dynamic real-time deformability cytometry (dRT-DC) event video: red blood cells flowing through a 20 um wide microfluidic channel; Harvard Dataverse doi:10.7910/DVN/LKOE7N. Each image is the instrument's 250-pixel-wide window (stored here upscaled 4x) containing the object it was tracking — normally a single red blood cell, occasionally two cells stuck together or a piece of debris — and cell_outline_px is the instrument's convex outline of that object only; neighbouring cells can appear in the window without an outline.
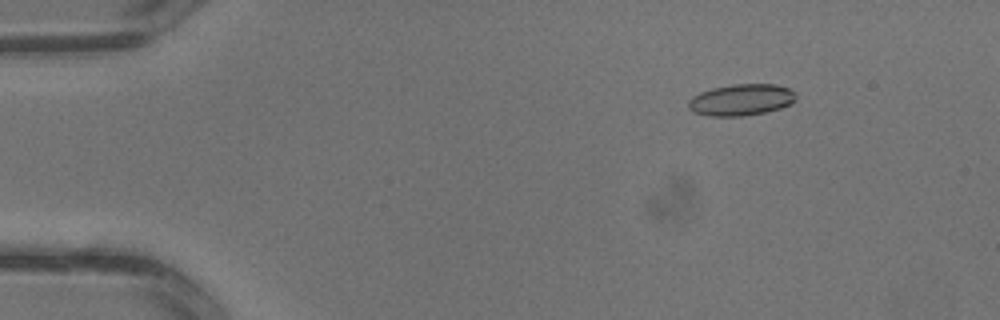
{"species": "common noctule bat (a hibernating species)", "species_latin": "Nyctalus noctula", "temperature_condition": "warm", "stored_images_in_passage": 2, "camera_frame_rate_fps": 3000, "um_per_image_px": 0.085, "animal": {"sex": "male", "body_mass_g": 13.3}, "frame": {"image": 1, "passage_image": 1, "time_ms": 0.0, "image_size_px": [1000, 320], "cell_outline_px": [[796, 100], [780, 108], [764, 112], [744, 116], [708, 116], [692, 112], [688, 108], [688, 100], [692, 96], [700, 92], [712, 88], [732, 84], [776, 84], [788, 88], [796, 92]], "centroid_in_image_um": [62.97, 8.48], "position_along_channel_um": 22.0, "area_um2": 19.88}}
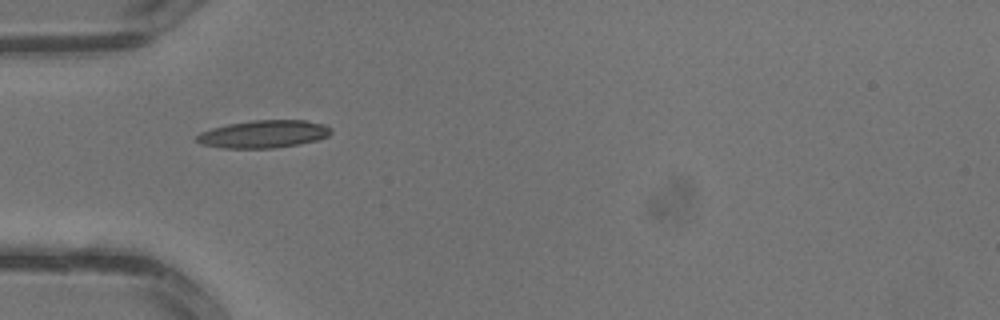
{"frame": {"image": 2, "passage_image": 2, "time_ms": 0.333, "image_size_px": [1000, 320], "cell_outline_px": [[332, 132], [328, 136], [316, 140], [300, 144], [276, 148], [220, 148], [200, 144], [196, 140], [196, 136], [200, 132], [212, 128], [228, 124], [252, 120], [304, 120], [324, 124], [332, 128]], "centroid_in_image_um": [22.4, 11.4], "position_along_channel_um": 62.6, "area_um2": 21.79}}